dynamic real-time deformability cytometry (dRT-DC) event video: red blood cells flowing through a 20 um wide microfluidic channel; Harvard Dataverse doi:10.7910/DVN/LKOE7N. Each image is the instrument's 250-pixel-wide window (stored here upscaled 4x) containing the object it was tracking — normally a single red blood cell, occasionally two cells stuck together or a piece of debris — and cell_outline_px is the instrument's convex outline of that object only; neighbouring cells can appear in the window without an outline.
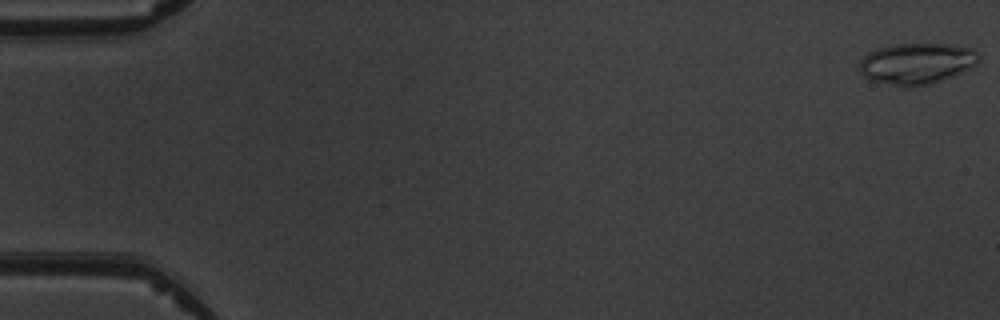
{"species": "common noctule bat (a hibernating species)", "species_latin": "Nyctalus noctula", "temperature_condition": "warm", "stored_images_in_passage": 7, "camera_frame_rate_fps": 3000, "um_per_image_px": 0.085, "animal": {"sex": "male", "body_mass_g": 19.5, "forearm_length_mm": 54.6}, "frame": {"image": 1, "passage_image": 1, "time_ms": 0.0, "image_size_px": [1000, 320], "cell_outline_px": [[980, 60], [976, 64], [952, 76], [928, 84], [904, 88], [872, 80], [864, 76], [860, 72], [860, 60], [868, 52], [880, 48], [896, 44], [948, 44], [972, 48], [980, 56]], "centroid_in_image_um": [77.91, 5.4], "position_along_channel_um": 7.1, "area_um2": 28.38}}
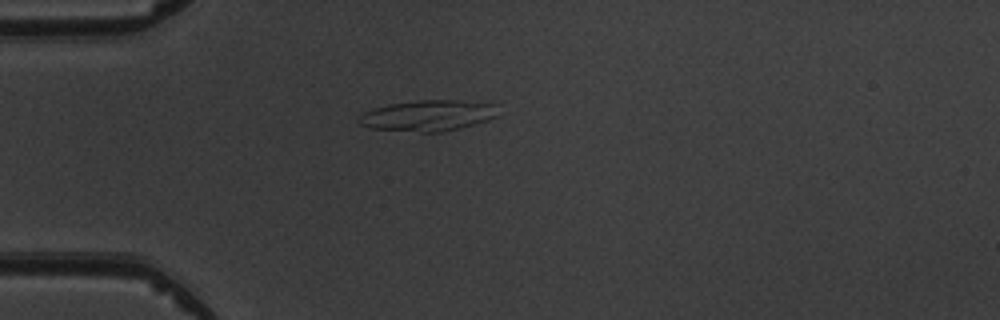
{"frame": {"image": 2, "passage_image": 5, "time_ms": 4.667, "image_size_px": [1000, 320], "cell_outline_px": [[496, 116], [488, 120], [460, 128], [444, 132], [420, 132], [372, 128], [360, 124], [356, 120], [364, 112], [372, 108], [388, 104], [420, 100], [492, 100], [496, 104]], "centroid_in_image_um": [36.45, 9.8], "position_along_channel_um": 48.5, "area_um2": 25.49}}
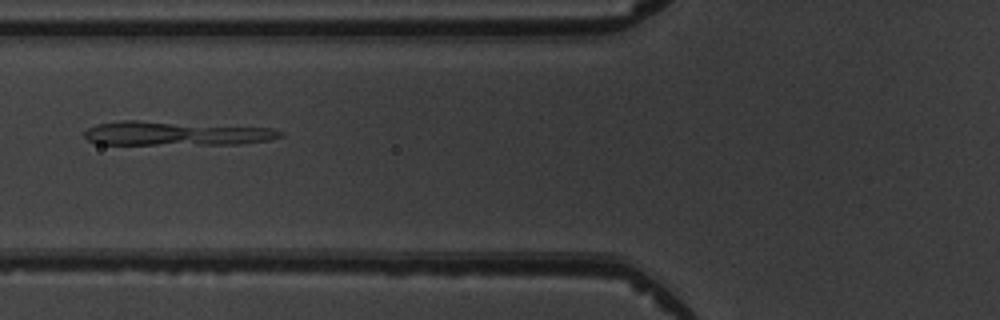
{"frame": {"image": 3, "passage_image": 7, "time_ms": 6.667, "image_size_px": [1000, 320], "cell_outline_px": [[284, 136], [272, 140], [240, 144], [96, 144], [88, 140], [84, 136], [84, 132], [88, 128], [96, 124], [120, 120], [136, 120], [272, 128], [284, 132]], "centroid_in_image_um": [14.97, 11.34], "position_along_channel_um": 110.8, "area_um2": 27.63}}